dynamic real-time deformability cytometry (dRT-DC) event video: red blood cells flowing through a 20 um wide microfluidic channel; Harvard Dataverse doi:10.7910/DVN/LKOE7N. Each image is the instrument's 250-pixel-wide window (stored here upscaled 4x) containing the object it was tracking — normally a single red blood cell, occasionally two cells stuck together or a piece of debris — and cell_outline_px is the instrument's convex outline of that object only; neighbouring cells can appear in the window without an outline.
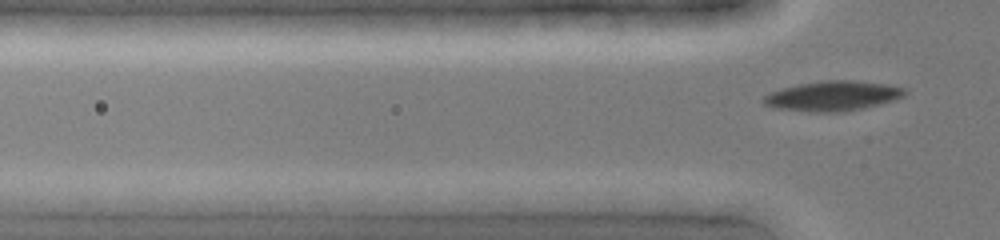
{"species": "common noctule bat (a hibernating species)", "species_latin": "Nyctalus noctula", "temperature_condition": "cold", "stored_images_in_passage": 3, "camera_frame_rate_fps": 3000, "um_per_image_px": 0.085, "animal": {"sex": "female", "body_mass_g": 19.0, "forearm_length_mm": 51.5}, "frame": {"image": 1, "passage_image": 3, "time_ms": 0.667, "image_size_px": [1000, 240], "cell_outline_px": [[908, 92], [904, 96], [896, 100], [864, 108], [840, 112], [812, 112], [772, 108], [764, 104], [760, 100], [764, 96], [780, 88], [800, 84], [824, 80], [852, 80], [888, 84], [904, 88]], "centroid_in_image_um": [70.79, 8.16], "position_along_channel_um": 55.0, "area_um2": 24.85}}